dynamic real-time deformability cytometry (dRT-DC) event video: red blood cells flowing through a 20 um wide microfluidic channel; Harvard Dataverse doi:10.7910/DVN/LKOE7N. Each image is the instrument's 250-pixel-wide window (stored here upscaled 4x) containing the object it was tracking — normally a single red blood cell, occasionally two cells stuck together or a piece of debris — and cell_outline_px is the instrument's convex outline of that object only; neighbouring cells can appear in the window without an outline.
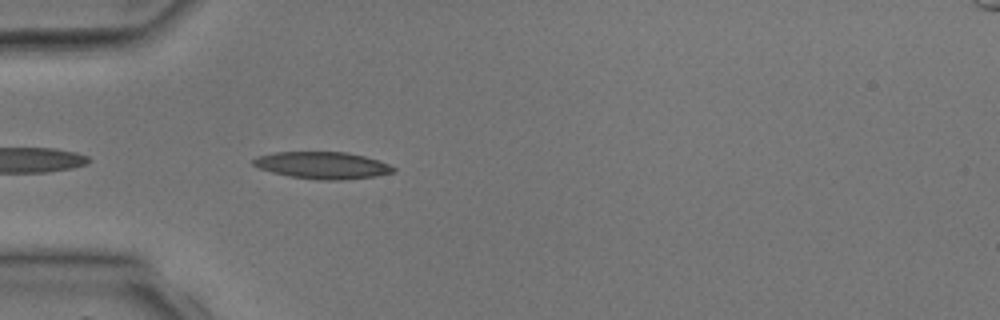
{"species": "common noctule bat (a hibernating species)", "species_latin": "Nyctalus noctula", "temperature_condition": "room temperature", "stored_images_in_passage": 3, "camera_frame_rate_fps": 3000, "um_per_image_px": 0.085, "animal": {"sex": "male", "body_mass_g": 17.9, "forearm_length_mm": 54.2}, "frame": {"image": 1, "passage_image": 3, "time_ms": 2.333, "image_size_px": [1000, 320], "cell_outline_px": [[396, 172], [376, 176], [344, 180], [316, 180], [288, 176], [272, 172], [260, 168], [252, 164], [252, 160], [256, 156], [276, 152], [348, 152], [380, 160], [396, 168]], "centroid_in_image_um": [27.43, 14.05], "position_along_channel_um": 57.6, "area_um2": 22.25}}